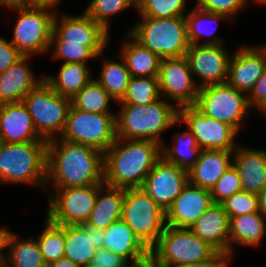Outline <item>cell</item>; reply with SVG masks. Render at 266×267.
Returning <instances> with one entry per match:
<instances>
[{"label":"cell","mask_w":266,"mask_h":267,"mask_svg":"<svg viewBox=\"0 0 266 267\" xmlns=\"http://www.w3.org/2000/svg\"><path fill=\"white\" fill-rule=\"evenodd\" d=\"M110 100L114 101L96 79L92 78L71 99V105L89 113H113L109 109Z\"/></svg>","instance_id":"e575fe53"},{"label":"cell","mask_w":266,"mask_h":267,"mask_svg":"<svg viewBox=\"0 0 266 267\" xmlns=\"http://www.w3.org/2000/svg\"><path fill=\"white\" fill-rule=\"evenodd\" d=\"M129 32L140 44L161 59L186 55L189 49L185 17H142Z\"/></svg>","instance_id":"8992f818"},{"label":"cell","mask_w":266,"mask_h":267,"mask_svg":"<svg viewBox=\"0 0 266 267\" xmlns=\"http://www.w3.org/2000/svg\"><path fill=\"white\" fill-rule=\"evenodd\" d=\"M124 196L125 189L123 188L105 183L99 184L94 208L85 224L92 228L105 230L110 224L121 218Z\"/></svg>","instance_id":"4316f807"},{"label":"cell","mask_w":266,"mask_h":267,"mask_svg":"<svg viewBox=\"0 0 266 267\" xmlns=\"http://www.w3.org/2000/svg\"><path fill=\"white\" fill-rule=\"evenodd\" d=\"M105 230L86 224L65 225V255L79 267H89L97 250L103 249Z\"/></svg>","instance_id":"7402d4cb"},{"label":"cell","mask_w":266,"mask_h":267,"mask_svg":"<svg viewBox=\"0 0 266 267\" xmlns=\"http://www.w3.org/2000/svg\"><path fill=\"white\" fill-rule=\"evenodd\" d=\"M232 158L233 151L202 149L195 165L188 171L189 183L211 190L232 166Z\"/></svg>","instance_id":"d4e9b609"},{"label":"cell","mask_w":266,"mask_h":267,"mask_svg":"<svg viewBox=\"0 0 266 267\" xmlns=\"http://www.w3.org/2000/svg\"><path fill=\"white\" fill-rule=\"evenodd\" d=\"M121 218L149 250L166 227V213L141 188L125 189Z\"/></svg>","instance_id":"ba28073f"},{"label":"cell","mask_w":266,"mask_h":267,"mask_svg":"<svg viewBox=\"0 0 266 267\" xmlns=\"http://www.w3.org/2000/svg\"><path fill=\"white\" fill-rule=\"evenodd\" d=\"M137 0H92L85 13L90 16L95 22L100 24L108 33L109 22L111 16L124 11L130 6L136 8Z\"/></svg>","instance_id":"f35d334b"},{"label":"cell","mask_w":266,"mask_h":267,"mask_svg":"<svg viewBox=\"0 0 266 267\" xmlns=\"http://www.w3.org/2000/svg\"><path fill=\"white\" fill-rule=\"evenodd\" d=\"M11 234L6 227L0 228V262L5 261L6 254H4L3 250L8 247V238Z\"/></svg>","instance_id":"7dc6e473"},{"label":"cell","mask_w":266,"mask_h":267,"mask_svg":"<svg viewBox=\"0 0 266 267\" xmlns=\"http://www.w3.org/2000/svg\"><path fill=\"white\" fill-rule=\"evenodd\" d=\"M130 262L119 254L106 249L97 250L89 267H127Z\"/></svg>","instance_id":"ee69618b"},{"label":"cell","mask_w":266,"mask_h":267,"mask_svg":"<svg viewBox=\"0 0 266 267\" xmlns=\"http://www.w3.org/2000/svg\"><path fill=\"white\" fill-rule=\"evenodd\" d=\"M227 264H176V265H155V267H225Z\"/></svg>","instance_id":"816d5d0a"},{"label":"cell","mask_w":266,"mask_h":267,"mask_svg":"<svg viewBox=\"0 0 266 267\" xmlns=\"http://www.w3.org/2000/svg\"><path fill=\"white\" fill-rule=\"evenodd\" d=\"M257 3L266 4V0H255Z\"/></svg>","instance_id":"680465c9"},{"label":"cell","mask_w":266,"mask_h":267,"mask_svg":"<svg viewBox=\"0 0 266 267\" xmlns=\"http://www.w3.org/2000/svg\"><path fill=\"white\" fill-rule=\"evenodd\" d=\"M155 265L228 264L208 243L189 228L166 225L157 244L150 250Z\"/></svg>","instance_id":"277c9868"},{"label":"cell","mask_w":266,"mask_h":267,"mask_svg":"<svg viewBox=\"0 0 266 267\" xmlns=\"http://www.w3.org/2000/svg\"><path fill=\"white\" fill-rule=\"evenodd\" d=\"M179 119L188 126L199 148L234 151L237 131L227 123L206 117L194 106L179 108Z\"/></svg>","instance_id":"5bb4252c"},{"label":"cell","mask_w":266,"mask_h":267,"mask_svg":"<svg viewBox=\"0 0 266 267\" xmlns=\"http://www.w3.org/2000/svg\"><path fill=\"white\" fill-rule=\"evenodd\" d=\"M92 78L86 64L63 63L57 77L45 76L44 81L59 95L72 99Z\"/></svg>","instance_id":"4dcf8cb0"},{"label":"cell","mask_w":266,"mask_h":267,"mask_svg":"<svg viewBox=\"0 0 266 267\" xmlns=\"http://www.w3.org/2000/svg\"><path fill=\"white\" fill-rule=\"evenodd\" d=\"M19 13L10 43L23 55L46 53L50 48L55 11L26 6L10 8Z\"/></svg>","instance_id":"30bf717a"},{"label":"cell","mask_w":266,"mask_h":267,"mask_svg":"<svg viewBox=\"0 0 266 267\" xmlns=\"http://www.w3.org/2000/svg\"><path fill=\"white\" fill-rule=\"evenodd\" d=\"M119 105L122 107L115 115V123L116 137L120 139L150 140L162 145V133L183 123L177 106L162 97L147 105Z\"/></svg>","instance_id":"3957f363"},{"label":"cell","mask_w":266,"mask_h":267,"mask_svg":"<svg viewBox=\"0 0 266 267\" xmlns=\"http://www.w3.org/2000/svg\"><path fill=\"white\" fill-rule=\"evenodd\" d=\"M60 138L104 153L116 139L115 114L89 113L71 105Z\"/></svg>","instance_id":"8fae6325"},{"label":"cell","mask_w":266,"mask_h":267,"mask_svg":"<svg viewBox=\"0 0 266 267\" xmlns=\"http://www.w3.org/2000/svg\"><path fill=\"white\" fill-rule=\"evenodd\" d=\"M125 35L130 39L122 45L120 55L131 77H158L161 58L140 44L129 32Z\"/></svg>","instance_id":"83f0119b"},{"label":"cell","mask_w":266,"mask_h":267,"mask_svg":"<svg viewBox=\"0 0 266 267\" xmlns=\"http://www.w3.org/2000/svg\"><path fill=\"white\" fill-rule=\"evenodd\" d=\"M54 191V196L48 197L46 218L57 225H82L88 221L98 194V185L68 187Z\"/></svg>","instance_id":"7c38bea8"},{"label":"cell","mask_w":266,"mask_h":267,"mask_svg":"<svg viewBox=\"0 0 266 267\" xmlns=\"http://www.w3.org/2000/svg\"><path fill=\"white\" fill-rule=\"evenodd\" d=\"M37 242L46 265L63 258L65 255V225H57L47 218L45 228Z\"/></svg>","instance_id":"d590c367"},{"label":"cell","mask_w":266,"mask_h":267,"mask_svg":"<svg viewBox=\"0 0 266 267\" xmlns=\"http://www.w3.org/2000/svg\"><path fill=\"white\" fill-rule=\"evenodd\" d=\"M196 6L208 12L223 14L232 21L248 5V0H196Z\"/></svg>","instance_id":"7bdbcfd3"},{"label":"cell","mask_w":266,"mask_h":267,"mask_svg":"<svg viewBox=\"0 0 266 267\" xmlns=\"http://www.w3.org/2000/svg\"><path fill=\"white\" fill-rule=\"evenodd\" d=\"M0 133L5 143L46 141L36 131L32 116L23 102L0 105Z\"/></svg>","instance_id":"44dd1931"},{"label":"cell","mask_w":266,"mask_h":267,"mask_svg":"<svg viewBox=\"0 0 266 267\" xmlns=\"http://www.w3.org/2000/svg\"><path fill=\"white\" fill-rule=\"evenodd\" d=\"M158 79L162 98L175 102L178 109L194 106L200 87L186 56L161 59Z\"/></svg>","instance_id":"4fadbf2b"},{"label":"cell","mask_w":266,"mask_h":267,"mask_svg":"<svg viewBox=\"0 0 266 267\" xmlns=\"http://www.w3.org/2000/svg\"><path fill=\"white\" fill-rule=\"evenodd\" d=\"M240 191H242L241 180L237 170L232 165L215 183L210 190V194L215 204H221L227 198Z\"/></svg>","instance_id":"b9f144b4"},{"label":"cell","mask_w":266,"mask_h":267,"mask_svg":"<svg viewBox=\"0 0 266 267\" xmlns=\"http://www.w3.org/2000/svg\"><path fill=\"white\" fill-rule=\"evenodd\" d=\"M258 210L266 218V186L259 192Z\"/></svg>","instance_id":"f907efd6"},{"label":"cell","mask_w":266,"mask_h":267,"mask_svg":"<svg viewBox=\"0 0 266 267\" xmlns=\"http://www.w3.org/2000/svg\"><path fill=\"white\" fill-rule=\"evenodd\" d=\"M32 116L39 136L46 141L59 138L66 125L71 99L59 95L44 80L22 101Z\"/></svg>","instance_id":"52a82bcc"},{"label":"cell","mask_w":266,"mask_h":267,"mask_svg":"<svg viewBox=\"0 0 266 267\" xmlns=\"http://www.w3.org/2000/svg\"><path fill=\"white\" fill-rule=\"evenodd\" d=\"M3 144H4V141H3L2 135L0 133V149H1V147H2Z\"/></svg>","instance_id":"6f0895ef"},{"label":"cell","mask_w":266,"mask_h":267,"mask_svg":"<svg viewBox=\"0 0 266 267\" xmlns=\"http://www.w3.org/2000/svg\"><path fill=\"white\" fill-rule=\"evenodd\" d=\"M213 203L210 190L188 182L166 211V225L190 228Z\"/></svg>","instance_id":"d6986e66"},{"label":"cell","mask_w":266,"mask_h":267,"mask_svg":"<svg viewBox=\"0 0 266 267\" xmlns=\"http://www.w3.org/2000/svg\"><path fill=\"white\" fill-rule=\"evenodd\" d=\"M265 70L266 45L242 46L230 58L226 83L248 94Z\"/></svg>","instance_id":"ac0fdd59"},{"label":"cell","mask_w":266,"mask_h":267,"mask_svg":"<svg viewBox=\"0 0 266 267\" xmlns=\"http://www.w3.org/2000/svg\"><path fill=\"white\" fill-rule=\"evenodd\" d=\"M265 217L258 211L230 218L229 238H230V261L235 253L233 244L243 246H259L266 234Z\"/></svg>","instance_id":"f1b7e54d"},{"label":"cell","mask_w":266,"mask_h":267,"mask_svg":"<svg viewBox=\"0 0 266 267\" xmlns=\"http://www.w3.org/2000/svg\"><path fill=\"white\" fill-rule=\"evenodd\" d=\"M29 58L30 56H23L0 73V105L22 102L24 97L44 80V76L35 78L34 72L26 63Z\"/></svg>","instance_id":"cb8c5ba5"},{"label":"cell","mask_w":266,"mask_h":267,"mask_svg":"<svg viewBox=\"0 0 266 267\" xmlns=\"http://www.w3.org/2000/svg\"><path fill=\"white\" fill-rule=\"evenodd\" d=\"M49 182L53 190L103 184L104 153L60 137L48 141L46 190Z\"/></svg>","instance_id":"6da1fadb"},{"label":"cell","mask_w":266,"mask_h":267,"mask_svg":"<svg viewBox=\"0 0 266 267\" xmlns=\"http://www.w3.org/2000/svg\"><path fill=\"white\" fill-rule=\"evenodd\" d=\"M60 1L61 0H35V7L52 9V11H54Z\"/></svg>","instance_id":"681fc988"},{"label":"cell","mask_w":266,"mask_h":267,"mask_svg":"<svg viewBox=\"0 0 266 267\" xmlns=\"http://www.w3.org/2000/svg\"><path fill=\"white\" fill-rule=\"evenodd\" d=\"M103 249L123 256L130 263H137L150 257V250L122 218L105 229Z\"/></svg>","instance_id":"484cf974"},{"label":"cell","mask_w":266,"mask_h":267,"mask_svg":"<svg viewBox=\"0 0 266 267\" xmlns=\"http://www.w3.org/2000/svg\"><path fill=\"white\" fill-rule=\"evenodd\" d=\"M221 45H190L186 52L193 77L198 76L203 81L199 87L211 84L226 83L231 56Z\"/></svg>","instance_id":"e0dca14e"},{"label":"cell","mask_w":266,"mask_h":267,"mask_svg":"<svg viewBox=\"0 0 266 267\" xmlns=\"http://www.w3.org/2000/svg\"><path fill=\"white\" fill-rule=\"evenodd\" d=\"M11 232L5 262L12 267H46L37 240H21Z\"/></svg>","instance_id":"d6a6232c"},{"label":"cell","mask_w":266,"mask_h":267,"mask_svg":"<svg viewBox=\"0 0 266 267\" xmlns=\"http://www.w3.org/2000/svg\"><path fill=\"white\" fill-rule=\"evenodd\" d=\"M23 55L5 38L0 36V73L20 60Z\"/></svg>","instance_id":"f6af8a7d"},{"label":"cell","mask_w":266,"mask_h":267,"mask_svg":"<svg viewBox=\"0 0 266 267\" xmlns=\"http://www.w3.org/2000/svg\"><path fill=\"white\" fill-rule=\"evenodd\" d=\"M161 146L150 140L116 137L104 152V183L123 189L141 188L146 176L162 158Z\"/></svg>","instance_id":"7a4b0ae2"},{"label":"cell","mask_w":266,"mask_h":267,"mask_svg":"<svg viewBox=\"0 0 266 267\" xmlns=\"http://www.w3.org/2000/svg\"><path fill=\"white\" fill-rule=\"evenodd\" d=\"M229 219L253 212H258V196L246 191L233 194L221 203Z\"/></svg>","instance_id":"60d3db41"},{"label":"cell","mask_w":266,"mask_h":267,"mask_svg":"<svg viewBox=\"0 0 266 267\" xmlns=\"http://www.w3.org/2000/svg\"><path fill=\"white\" fill-rule=\"evenodd\" d=\"M251 108L258 107L266 99V70L247 94Z\"/></svg>","instance_id":"bcb514c9"},{"label":"cell","mask_w":266,"mask_h":267,"mask_svg":"<svg viewBox=\"0 0 266 267\" xmlns=\"http://www.w3.org/2000/svg\"><path fill=\"white\" fill-rule=\"evenodd\" d=\"M229 223L223 206L213 203L189 229L230 263Z\"/></svg>","instance_id":"ffe728a7"},{"label":"cell","mask_w":266,"mask_h":267,"mask_svg":"<svg viewBox=\"0 0 266 267\" xmlns=\"http://www.w3.org/2000/svg\"><path fill=\"white\" fill-rule=\"evenodd\" d=\"M232 165L241 180L242 191L258 195L266 186V151L237 146Z\"/></svg>","instance_id":"603a6c76"},{"label":"cell","mask_w":266,"mask_h":267,"mask_svg":"<svg viewBox=\"0 0 266 267\" xmlns=\"http://www.w3.org/2000/svg\"><path fill=\"white\" fill-rule=\"evenodd\" d=\"M0 5H4L7 8L13 7H35V0H0Z\"/></svg>","instance_id":"c3c4849f"},{"label":"cell","mask_w":266,"mask_h":267,"mask_svg":"<svg viewBox=\"0 0 266 267\" xmlns=\"http://www.w3.org/2000/svg\"><path fill=\"white\" fill-rule=\"evenodd\" d=\"M46 267H79V266L69 258L63 257L58 261L47 264Z\"/></svg>","instance_id":"f5cc1de1"},{"label":"cell","mask_w":266,"mask_h":267,"mask_svg":"<svg viewBox=\"0 0 266 267\" xmlns=\"http://www.w3.org/2000/svg\"><path fill=\"white\" fill-rule=\"evenodd\" d=\"M122 62L106 59L96 81L107 91L117 103L125 95L131 75L127 69L124 59Z\"/></svg>","instance_id":"836d02e7"},{"label":"cell","mask_w":266,"mask_h":267,"mask_svg":"<svg viewBox=\"0 0 266 267\" xmlns=\"http://www.w3.org/2000/svg\"><path fill=\"white\" fill-rule=\"evenodd\" d=\"M258 111H262L263 114H266V99L257 107Z\"/></svg>","instance_id":"11a10c76"},{"label":"cell","mask_w":266,"mask_h":267,"mask_svg":"<svg viewBox=\"0 0 266 267\" xmlns=\"http://www.w3.org/2000/svg\"><path fill=\"white\" fill-rule=\"evenodd\" d=\"M188 182L187 171L161 158L146 176L141 189L166 213Z\"/></svg>","instance_id":"2e32d148"},{"label":"cell","mask_w":266,"mask_h":267,"mask_svg":"<svg viewBox=\"0 0 266 267\" xmlns=\"http://www.w3.org/2000/svg\"><path fill=\"white\" fill-rule=\"evenodd\" d=\"M173 143L172 148L161 146L162 158L188 172L195 165L201 152L196 138L188 128L185 132L175 133Z\"/></svg>","instance_id":"1f68e13d"},{"label":"cell","mask_w":266,"mask_h":267,"mask_svg":"<svg viewBox=\"0 0 266 267\" xmlns=\"http://www.w3.org/2000/svg\"><path fill=\"white\" fill-rule=\"evenodd\" d=\"M185 19L187 24V37L190 45H221L225 43L223 39L215 35V31L217 29L216 24H218L220 20H230L227 16L208 12L196 6L193 10L191 9L190 13L186 14ZM211 23H215L214 25L216 27L211 26L212 29H209L208 27ZM207 24H209V26ZM204 36L211 38L204 40ZM200 37H203V42L199 41Z\"/></svg>","instance_id":"f546056e"},{"label":"cell","mask_w":266,"mask_h":267,"mask_svg":"<svg viewBox=\"0 0 266 267\" xmlns=\"http://www.w3.org/2000/svg\"><path fill=\"white\" fill-rule=\"evenodd\" d=\"M186 0H137L136 9L141 17H185Z\"/></svg>","instance_id":"74e56055"},{"label":"cell","mask_w":266,"mask_h":267,"mask_svg":"<svg viewBox=\"0 0 266 267\" xmlns=\"http://www.w3.org/2000/svg\"><path fill=\"white\" fill-rule=\"evenodd\" d=\"M50 47L49 50L54 49L52 58L64 59V63L87 64V60L97 58L87 46L67 43L65 40H50Z\"/></svg>","instance_id":"ab89813d"},{"label":"cell","mask_w":266,"mask_h":267,"mask_svg":"<svg viewBox=\"0 0 266 267\" xmlns=\"http://www.w3.org/2000/svg\"><path fill=\"white\" fill-rule=\"evenodd\" d=\"M127 267H155L152 257H148L137 263H130Z\"/></svg>","instance_id":"db71d44e"},{"label":"cell","mask_w":266,"mask_h":267,"mask_svg":"<svg viewBox=\"0 0 266 267\" xmlns=\"http://www.w3.org/2000/svg\"><path fill=\"white\" fill-rule=\"evenodd\" d=\"M161 98L158 77H131L117 104L147 105Z\"/></svg>","instance_id":"8d00e7d4"},{"label":"cell","mask_w":266,"mask_h":267,"mask_svg":"<svg viewBox=\"0 0 266 267\" xmlns=\"http://www.w3.org/2000/svg\"><path fill=\"white\" fill-rule=\"evenodd\" d=\"M194 107L206 117L227 123L237 132L252 109L247 94L227 83L200 87Z\"/></svg>","instance_id":"9c48e42d"},{"label":"cell","mask_w":266,"mask_h":267,"mask_svg":"<svg viewBox=\"0 0 266 267\" xmlns=\"http://www.w3.org/2000/svg\"><path fill=\"white\" fill-rule=\"evenodd\" d=\"M53 19L51 40L87 46L97 57L108 47L109 33L85 12L81 15H63ZM60 19V20H59Z\"/></svg>","instance_id":"9a60e30c"},{"label":"cell","mask_w":266,"mask_h":267,"mask_svg":"<svg viewBox=\"0 0 266 267\" xmlns=\"http://www.w3.org/2000/svg\"><path fill=\"white\" fill-rule=\"evenodd\" d=\"M48 141L5 143L0 149V183L46 188Z\"/></svg>","instance_id":"5b68a950"},{"label":"cell","mask_w":266,"mask_h":267,"mask_svg":"<svg viewBox=\"0 0 266 267\" xmlns=\"http://www.w3.org/2000/svg\"><path fill=\"white\" fill-rule=\"evenodd\" d=\"M0 267H12L9 264H7L5 261L0 262Z\"/></svg>","instance_id":"9f6ffc18"}]
</instances>
